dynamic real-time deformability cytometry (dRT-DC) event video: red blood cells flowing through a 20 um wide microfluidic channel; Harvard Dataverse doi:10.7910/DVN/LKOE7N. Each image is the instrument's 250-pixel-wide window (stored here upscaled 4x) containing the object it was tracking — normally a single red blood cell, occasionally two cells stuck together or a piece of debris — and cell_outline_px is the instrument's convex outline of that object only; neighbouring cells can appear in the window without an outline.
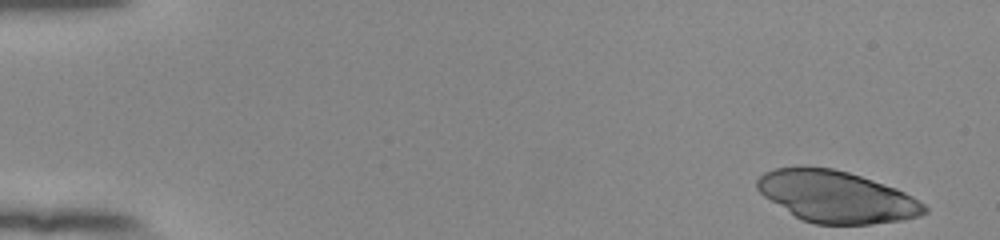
{"species": "human", "species_latin": "Homo sapiens", "temperature_condition": "room temperature", "stored_images_in_passage": 51, "camera_frame_rate_fps": 3000, "um_per_image_px": 0.085, "donor": {"sex": "female"}, "frame": {"image": 1, "passage_image": 1, "time_ms": 0.0, "image_size_px": [1000, 240], "cell_outline_px": [[928, 212], [920, 216], [904, 220], [872, 224], [816, 224], [804, 220], [796, 216], [764, 196], [756, 188], [756, 180], [764, 172], [776, 168], [832, 168], [848, 172], [896, 188], [912, 196], [924, 204], [928, 208]], "centroid_in_image_um": [71.14, 16.73], "position_along_channel_um": 13.9, "area_um2": 49.65}}